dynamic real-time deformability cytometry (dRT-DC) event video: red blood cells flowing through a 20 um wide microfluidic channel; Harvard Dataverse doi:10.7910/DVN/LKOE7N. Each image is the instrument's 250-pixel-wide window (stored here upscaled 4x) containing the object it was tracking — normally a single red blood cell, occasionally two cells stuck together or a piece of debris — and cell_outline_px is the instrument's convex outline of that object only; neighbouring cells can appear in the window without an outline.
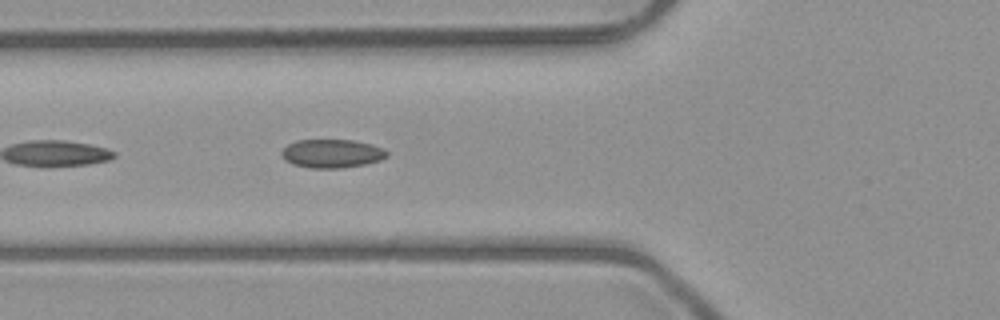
{"species": "common noctule bat (a hibernating species)", "species_latin": "Nyctalus noctula", "temperature_condition": "room temperature", "stored_images_in_passage": 4, "camera_frame_rate_fps": 3000, "um_per_image_px": 0.085, "animal": {"sex": "male", "body_mass_g": 23.1, "forearm_length_mm": 52.7}, "frame": {"image": 1, "passage_image": 4, "time_ms": 4.333, "image_size_px": [1000, 320], "cell_outline_px": [[388, 156], [380, 160], [364, 164], [340, 168], [312, 168], [292, 164], [284, 160], [280, 152], [288, 144], [296, 140], [352, 140], [372, 144], [384, 148], [388, 152]], "centroid_in_image_um": [28.21, 13.04], "position_along_channel_um": 97.6, "area_um2": 17.57}}